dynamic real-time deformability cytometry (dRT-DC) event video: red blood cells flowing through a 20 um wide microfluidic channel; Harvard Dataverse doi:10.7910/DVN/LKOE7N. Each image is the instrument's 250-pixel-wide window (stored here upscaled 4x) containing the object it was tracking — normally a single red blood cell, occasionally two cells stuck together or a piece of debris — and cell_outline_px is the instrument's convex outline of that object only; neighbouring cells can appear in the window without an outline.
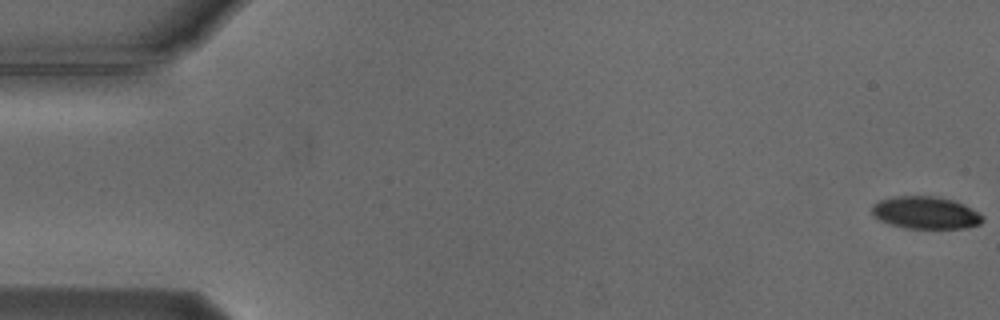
{"species": "Egyptian fruit bat (a non-hibernating species)", "species_latin": "Rousettus aegyptiacus", "temperature_condition": "cold", "stored_images_in_passage": 55, "camera_frame_rate_fps": 3000, "um_per_image_px": 0.085, "animal": {"sex": "male"}, "frame": {"image": 1, "passage_image": 1, "time_ms": 0.0, "image_size_px": [1000, 320], "cell_outline_px": [[984, 220], [980, 224], [964, 228], [904, 228], [880, 220], [872, 216], [872, 204], [880, 200], [896, 196], [936, 196], [952, 200], [964, 204], [984, 216]], "centroid_in_image_um": [78.67, 18.08], "position_along_channel_um": 6.3, "area_um2": 20.87}}
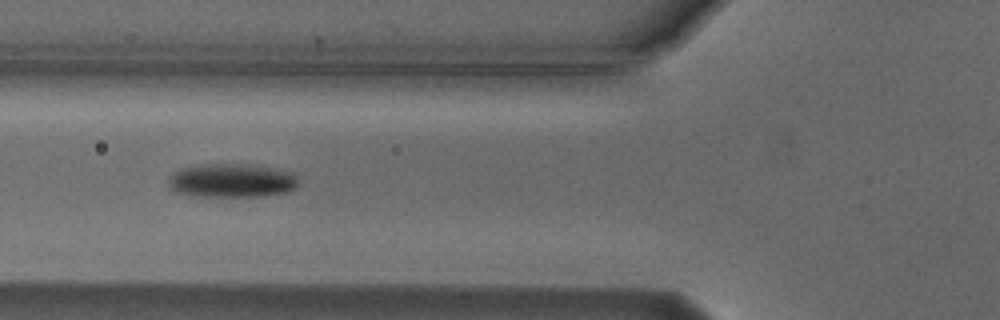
{"frame": {"image": 2, "passage_image": 21, "time_ms": 6.667, "image_size_px": [1000, 320], "cell_outline_px": [[300, 184], [296, 188], [288, 192], [264, 196], [192, 196], [176, 192], [168, 184], [168, 180], [172, 172], [180, 168], [204, 164], [248, 164], [272, 168], [292, 172], [300, 180]], "centroid_in_image_um": [19.72, 15.35], "position_along_channel_um": 106.1, "area_um2": 25.89}}
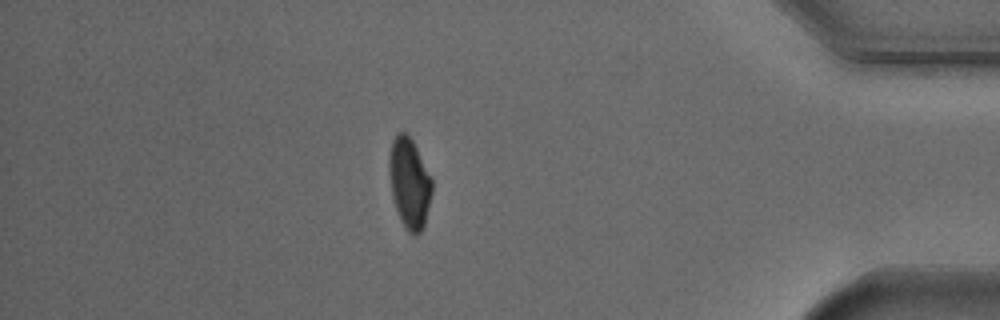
{"frame": {"image": 3, "passage_image": 48, "time_ms": 15.667, "image_size_px": [1000, 320], "cell_outline_px": [[432, 192], [424, 228], [416, 236], [412, 236], [408, 232], [400, 220], [392, 196], [388, 168], [388, 160], [392, 140], [400, 132], [408, 132], [432, 180]], "centroid_in_image_um": [34.79, 15.6], "position_along_channel_um": 400.4, "area_um2": 22.6}, "authors_computed_cell_mechanics": {"area_um2": 23.2356, "velocity_mm_per_s": 3.7378, "shape_relaxation_time_tau1_ms": 2.3945, "shape_relaxation_time_tau2_ms": null, "deformation_change_tau1": 0.1264, "deformation_change_tau2": null}}